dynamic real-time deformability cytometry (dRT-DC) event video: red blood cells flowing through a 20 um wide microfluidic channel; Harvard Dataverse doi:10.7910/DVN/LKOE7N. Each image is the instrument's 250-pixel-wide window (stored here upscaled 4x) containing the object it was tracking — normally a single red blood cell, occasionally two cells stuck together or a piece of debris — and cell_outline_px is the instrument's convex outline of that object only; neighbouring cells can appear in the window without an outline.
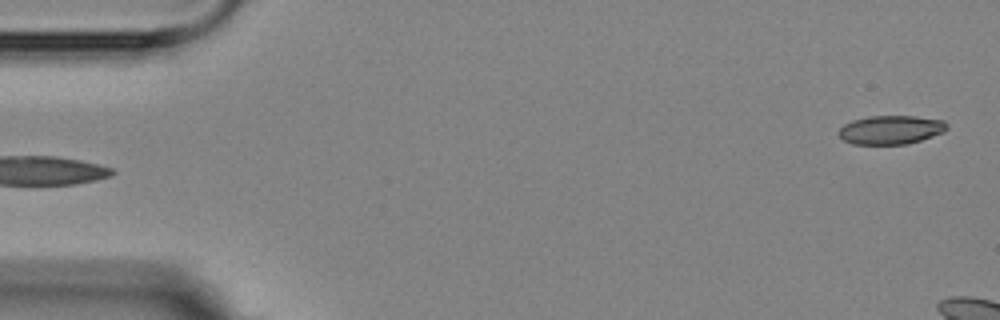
{"species": "Egyptian fruit bat (a non-hibernating species)", "species_latin": "Rousettus aegyptiacus", "temperature_condition": "room temperature", "stored_images_in_passage": 4, "segment_of_instrument_passage": [2, 2], "camera_frame_rate_fps": 3000, "um_per_image_px": 0.085, "animal": {"sex": "female"}, "frame": {"image": 1, "passage_image": 4, "time_ms": 4.333, "image_size_px": [1000, 320], "cell_outline_px": [[948, 128], [944, 132], [920, 140], [904, 144], [852, 144], [844, 140], [836, 132], [844, 124], [852, 120], [868, 116], [916, 116], [944, 120], [948, 124]], "centroid_in_image_um": [75.71, 11.02], "position_along_channel_um": 9.3, "area_um2": 18.21}}